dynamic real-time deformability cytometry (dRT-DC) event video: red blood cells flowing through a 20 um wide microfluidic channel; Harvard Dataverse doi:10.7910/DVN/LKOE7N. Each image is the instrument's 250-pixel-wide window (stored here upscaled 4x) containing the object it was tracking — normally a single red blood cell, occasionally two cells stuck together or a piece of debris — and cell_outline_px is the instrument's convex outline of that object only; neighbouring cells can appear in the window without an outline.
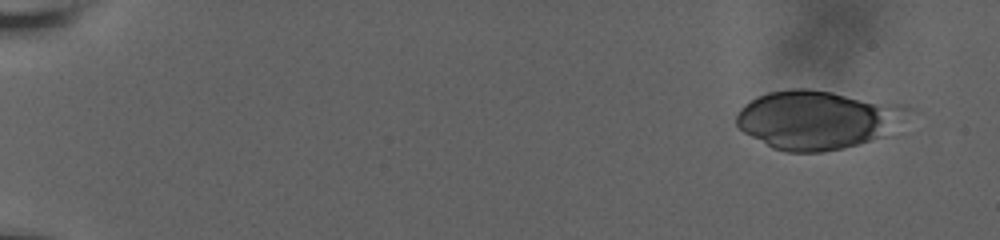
{"species": "human", "species_latin": "Homo sapiens", "temperature_condition": "room temperature", "stored_images_in_passage": 21, "camera_frame_rate_fps": 3000, "um_per_image_px": 0.085, "donor": {"sex": "male"}, "frame": {"image": 1, "passage_image": 1, "time_ms": 0.0, "image_size_px": [1000, 240], "cell_outline_px": [[912, 108], [892, 136], [844, 148], [824, 152], [788, 152], [772, 148], [744, 132], [736, 124], [736, 112], [744, 104], [756, 96], [768, 92], [792, 88], [808, 88], [832, 92], [900, 104]], "centroid_in_image_um": [69.52, 10.18], "position_along_channel_um": 15.5, "area_um2": 59.36}}